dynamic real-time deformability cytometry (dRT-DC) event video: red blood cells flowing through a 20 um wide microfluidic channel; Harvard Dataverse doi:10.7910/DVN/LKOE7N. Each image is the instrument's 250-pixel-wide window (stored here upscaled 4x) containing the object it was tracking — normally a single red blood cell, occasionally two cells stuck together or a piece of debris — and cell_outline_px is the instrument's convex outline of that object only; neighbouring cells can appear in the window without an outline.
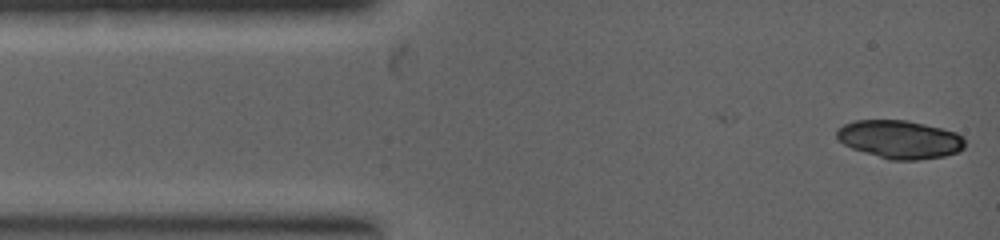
{"species": "common noctule bat (a hibernating species)", "species_latin": "Nyctalus noctula", "temperature_condition": "warm", "stored_images_in_passage": 2, "camera_frame_rate_fps": 5000, "um_per_image_px": 0.085, "animal": {"sex": "female", "body_mass_g": 19.0, "forearm_length_mm": 53.3}, "frame": {"image": 1, "passage_image": 2, "time_ms": 0.6, "image_size_px": [1000, 240], "cell_outline_px": [[964, 148], [956, 152], [944, 156], [920, 160], [888, 160], [852, 148], [844, 144], [836, 136], [836, 132], [844, 124], [856, 120], [908, 120], [956, 132], [964, 140]], "centroid_in_image_um": [76.48, 11.85], "position_along_channel_um": 8.5, "area_um2": 28.38}}